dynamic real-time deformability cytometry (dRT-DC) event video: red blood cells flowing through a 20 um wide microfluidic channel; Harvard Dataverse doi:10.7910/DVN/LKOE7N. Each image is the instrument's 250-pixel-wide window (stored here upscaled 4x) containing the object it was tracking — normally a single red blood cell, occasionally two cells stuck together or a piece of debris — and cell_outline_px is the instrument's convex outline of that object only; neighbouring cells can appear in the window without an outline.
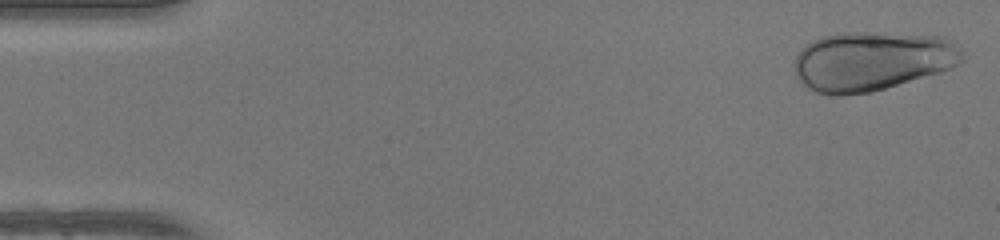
{"species": "human", "species_latin": "Homo sapiens", "temperature_condition": "warm", "stored_images_in_passage": 48, "camera_frame_rate_fps": 3000, "um_per_image_px": 0.085, "donor": {"sex": "female"}, "frame": {"image": 1, "passage_image": 1, "time_ms": 0.0, "image_size_px": [1000, 240], "cell_outline_px": [[968, 56], [964, 60], [952, 68], [940, 72], [872, 92], [840, 96], [828, 96], [816, 92], [808, 88], [796, 76], [792, 64], [796, 56], [812, 40], [824, 36], [844, 32], [880, 32], [948, 36]], "centroid_in_image_um": [74.17, 5.18], "position_along_channel_um": 10.8, "area_um2": 58.96}}
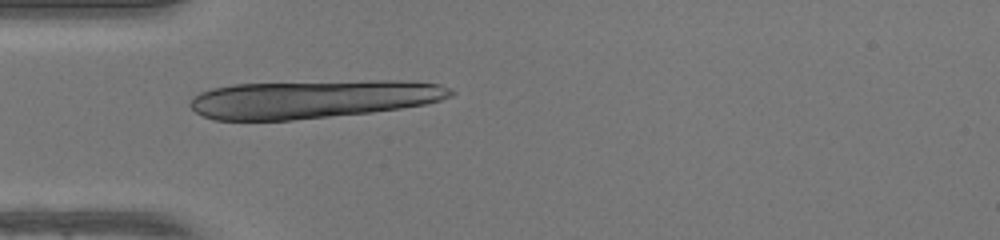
{"frame": {"image": 2, "passage_image": 14, "time_ms": 4.333, "image_size_px": [1000, 240], "cell_outline_px": [[456, 92], [452, 96], [440, 100], [424, 104], [400, 108], [372, 112], [292, 120], [212, 120], [196, 112], [188, 104], [192, 96], [200, 92], [212, 88], [232, 84], [368, 80], [400, 80], [440, 84], [452, 88]], "centroid_in_image_um": [26.59, 8.41], "position_along_channel_um": 58.4, "area_um2": 58.32}}